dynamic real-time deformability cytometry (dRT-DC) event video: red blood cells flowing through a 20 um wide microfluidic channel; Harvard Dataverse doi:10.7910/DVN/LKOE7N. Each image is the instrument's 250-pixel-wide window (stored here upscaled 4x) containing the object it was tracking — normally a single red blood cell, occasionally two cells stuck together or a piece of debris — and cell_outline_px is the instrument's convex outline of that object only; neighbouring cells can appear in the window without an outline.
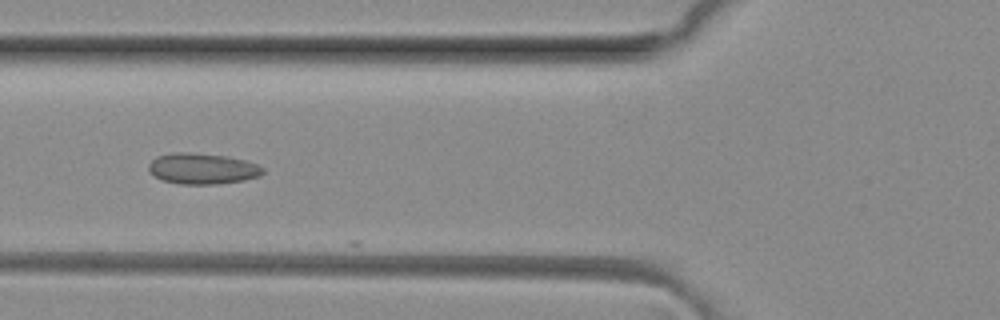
{"species": "common noctule bat (a hibernating species)", "species_latin": "Nyctalus noctula", "temperature_condition": "room temperature", "stored_images_in_passage": 6, "camera_frame_rate_fps": 3000, "um_per_image_px": 0.085, "animal": {"sex": "female", "body_mass_g": 29.2, "forearm_length_mm": 56.3}, "frame": {"image": 1, "passage_image": 6, "time_ms": 1.667, "image_size_px": [1000, 320], "cell_outline_px": [[264, 172], [260, 176], [244, 180], [220, 184], [180, 184], [164, 180], [148, 172], [148, 164], [156, 156], [176, 152], [188, 152], [228, 156], [248, 160], [264, 168]], "centroid_in_image_um": [17.22, 14.33], "position_along_channel_um": 108.6, "area_um2": 20.75}}